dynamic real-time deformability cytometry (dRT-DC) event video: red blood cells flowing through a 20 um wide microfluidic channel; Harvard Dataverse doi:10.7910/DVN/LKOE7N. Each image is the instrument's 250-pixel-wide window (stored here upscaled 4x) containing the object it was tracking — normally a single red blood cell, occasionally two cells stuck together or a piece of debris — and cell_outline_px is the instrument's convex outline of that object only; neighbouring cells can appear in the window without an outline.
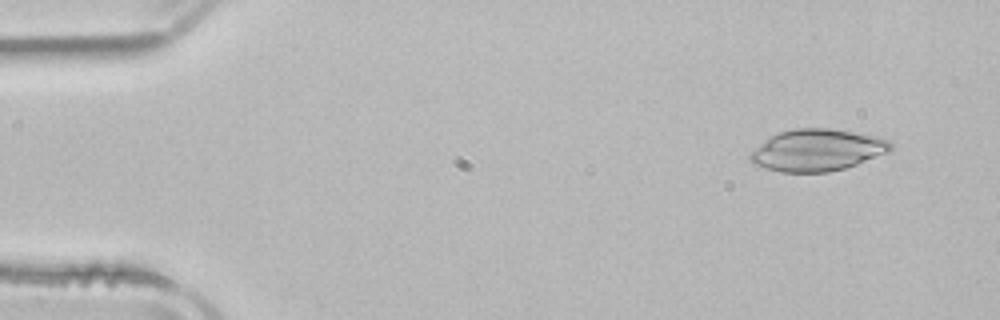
{"species": "common noctule bat (a hibernating species)", "species_latin": "Nyctalus noctula", "temperature_condition": "room temperature", "stored_images_in_passage": 48, "camera_frame_rate_fps": 3000, "um_per_image_px": 0.085, "animal": {"sex": "male", "body_mass_g": 21.5, "forearm_length_mm": 52.0}, "frame": {"image": 1, "passage_image": 1, "time_ms": 0.0, "image_size_px": [1000, 320], "cell_outline_px": [[892, 148], [888, 152], [856, 164], [844, 168], [828, 172], [780, 172], [764, 168], [752, 164], [748, 160], [748, 152], [764, 140], [780, 132], [792, 128], [828, 128], [876, 136], [888, 140], [892, 144]], "centroid_in_image_um": [69.39, 12.76], "position_along_channel_um": 15.6, "area_um2": 34.28}}
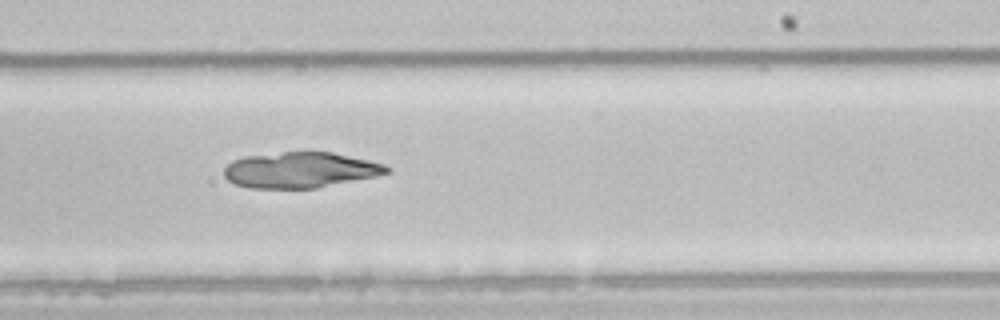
{"frame": {"image": 2, "passage_image": 28, "time_ms": 9.0, "image_size_px": [1000, 320], "cell_outline_px": [[392, 172], [376, 176], [316, 188], [248, 188], [236, 184], [228, 180], [224, 176], [224, 168], [232, 160], [244, 156], [284, 152], [332, 152], [368, 160], [384, 164], [392, 168]], "centroid_in_image_um": [25.53, 14.45], "position_along_channel_um": 263.5, "area_um2": 33.87}}
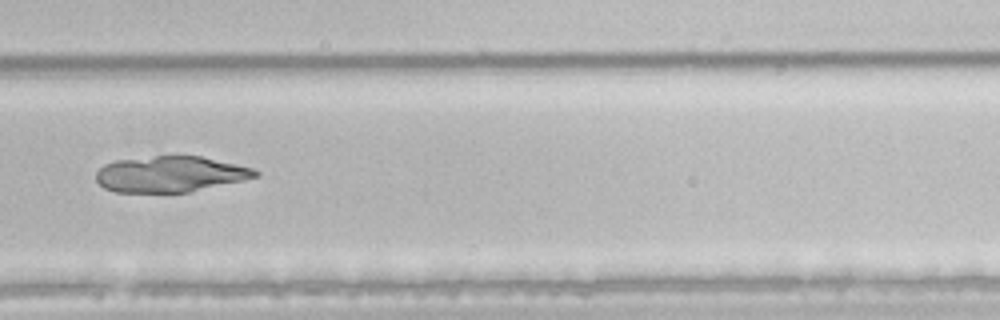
{"frame": {"image": 3, "passage_image": 32, "time_ms": 10.333, "image_size_px": [1000, 320], "cell_outline_px": [[260, 176], [244, 180], [188, 192], [116, 192], [104, 188], [96, 180], [96, 172], [104, 164], [116, 160], [156, 156], [200, 156], [252, 168], [260, 172]], "centroid_in_image_um": [14.46, 14.8], "position_along_channel_um": 315.3, "area_um2": 33.12}}